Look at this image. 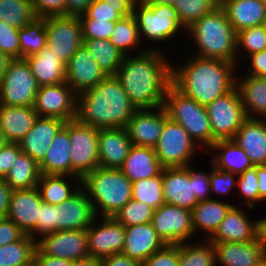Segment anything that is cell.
Wrapping results in <instances>:
<instances>
[{
  "label": "cell",
  "instance_id": "cell-17",
  "mask_svg": "<svg viewBox=\"0 0 266 266\" xmlns=\"http://www.w3.org/2000/svg\"><path fill=\"white\" fill-rule=\"evenodd\" d=\"M168 118L163 106L151 109H137L126 126L132 145L154 148Z\"/></svg>",
  "mask_w": 266,
  "mask_h": 266
},
{
  "label": "cell",
  "instance_id": "cell-33",
  "mask_svg": "<svg viewBox=\"0 0 266 266\" xmlns=\"http://www.w3.org/2000/svg\"><path fill=\"white\" fill-rule=\"evenodd\" d=\"M233 205V203L215 198L199 201L191 210L192 225L195 234L199 230H203L209 240L215 234L220 223L224 220Z\"/></svg>",
  "mask_w": 266,
  "mask_h": 266
},
{
  "label": "cell",
  "instance_id": "cell-59",
  "mask_svg": "<svg viewBox=\"0 0 266 266\" xmlns=\"http://www.w3.org/2000/svg\"><path fill=\"white\" fill-rule=\"evenodd\" d=\"M250 60L248 74L251 76L266 77V49L247 56Z\"/></svg>",
  "mask_w": 266,
  "mask_h": 266
},
{
  "label": "cell",
  "instance_id": "cell-51",
  "mask_svg": "<svg viewBox=\"0 0 266 266\" xmlns=\"http://www.w3.org/2000/svg\"><path fill=\"white\" fill-rule=\"evenodd\" d=\"M0 52L11 59L20 58L19 29L0 20Z\"/></svg>",
  "mask_w": 266,
  "mask_h": 266
},
{
  "label": "cell",
  "instance_id": "cell-35",
  "mask_svg": "<svg viewBox=\"0 0 266 266\" xmlns=\"http://www.w3.org/2000/svg\"><path fill=\"white\" fill-rule=\"evenodd\" d=\"M237 80L236 77V88L247 117L266 119V77L247 75Z\"/></svg>",
  "mask_w": 266,
  "mask_h": 266
},
{
  "label": "cell",
  "instance_id": "cell-65",
  "mask_svg": "<svg viewBox=\"0 0 266 266\" xmlns=\"http://www.w3.org/2000/svg\"><path fill=\"white\" fill-rule=\"evenodd\" d=\"M256 241L266 253V218L256 221Z\"/></svg>",
  "mask_w": 266,
  "mask_h": 266
},
{
  "label": "cell",
  "instance_id": "cell-34",
  "mask_svg": "<svg viewBox=\"0 0 266 266\" xmlns=\"http://www.w3.org/2000/svg\"><path fill=\"white\" fill-rule=\"evenodd\" d=\"M208 150L214 152L210 164L216 169L240 175L254 166L246 152L233 139L218 140Z\"/></svg>",
  "mask_w": 266,
  "mask_h": 266
},
{
  "label": "cell",
  "instance_id": "cell-62",
  "mask_svg": "<svg viewBox=\"0 0 266 266\" xmlns=\"http://www.w3.org/2000/svg\"><path fill=\"white\" fill-rule=\"evenodd\" d=\"M12 191L5 179L0 178V218L7 216Z\"/></svg>",
  "mask_w": 266,
  "mask_h": 266
},
{
  "label": "cell",
  "instance_id": "cell-8",
  "mask_svg": "<svg viewBox=\"0 0 266 266\" xmlns=\"http://www.w3.org/2000/svg\"><path fill=\"white\" fill-rule=\"evenodd\" d=\"M154 149L163 168L191 165L197 149L203 150L180 124L169 117L164 121L163 131Z\"/></svg>",
  "mask_w": 266,
  "mask_h": 266
},
{
  "label": "cell",
  "instance_id": "cell-49",
  "mask_svg": "<svg viewBox=\"0 0 266 266\" xmlns=\"http://www.w3.org/2000/svg\"><path fill=\"white\" fill-rule=\"evenodd\" d=\"M237 190H239L242 197L246 199V204L251 210L255 208L257 203H261L260 196L258 194V178L256 175V165L247 169L237 177Z\"/></svg>",
  "mask_w": 266,
  "mask_h": 266
},
{
  "label": "cell",
  "instance_id": "cell-68",
  "mask_svg": "<svg viewBox=\"0 0 266 266\" xmlns=\"http://www.w3.org/2000/svg\"><path fill=\"white\" fill-rule=\"evenodd\" d=\"M10 61H11V58L8 55L0 52V82L5 75L7 66Z\"/></svg>",
  "mask_w": 266,
  "mask_h": 266
},
{
  "label": "cell",
  "instance_id": "cell-47",
  "mask_svg": "<svg viewBox=\"0 0 266 266\" xmlns=\"http://www.w3.org/2000/svg\"><path fill=\"white\" fill-rule=\"evenodd\" d=\"M242 48V49H241ZM266 49V28L259 25L254 27L245 28L237 32V55L242 53L243 58Z\"/></svg>",
  "mask_w": 266,
  "mask_h": 266
},
{
  "label": "cell",
  "instance_id": "cell-22",
  "mask_svg": "<svg viewBox=\"0 0 266 266\" xmlns=\"http://www.w3.org/2000/svg\"><path fill=\"white\" fill-rule=\"evenodd\" d=\"M162 190L165 203L192 210L198 203L193 182L185 167L163 168Z\"/></svg>",
  "mask_w": 266,
  "mask_h": 266
},
{
  "label": "cell",
  "instance_id": "cell-55",
  "mask_svg": "<svg viewBox=\"0 0 266 266\" xmlns=\"http://www.w3.org/2000/svg\"><path fill=\"white\" fill-rule=\"evenodd\" d=\"M189 171L191 182H193L194 195L197 201H204L212 199L211 185H210V173L195 171L191 165L185 167ZM211 196V197H210Z\"/></svg>",
  "mask_w": 266,
  "mask_h": 266
},
{
  "label": "cell",
  "instance_id": "cell-54",
  "mask_svg": "<svg viewBox=\"0 0 266 266\" xmlns=\"http://www.w3.org/2000/svg\"><path fill=\"white\" fill-rule=\"evenodd\" d=\"M212 171L210 172V185H211V193H217L221 195L230 194L233 191V188L237 185L238 175L221 169H216L212 165ZM236 180V181H235Z\"/></svg>",
  "mask_w": 266,
  "mask_h": 266
},
{
  "label": "cell",
  "instance_id": "cell-71",
  "mask_svg": "<svg viewBox=\"0 0 266 266\" xmlns=\"http://www.w3.org/2000/svg\"><path fill=\"white\" fill-rule=\"evenodd\" d=\"M20 266H38V264L36 263L35 258H33L32 260H30L26 264H23V265H20Z\"/></svg>",
  "mask_w": 266,
  "mask_h": 266
},
{
  "label": "cell",
  "instance_id": "cell-53",
  "mask_svg": "<svg viewBox=\"0 0 266 266\" xmlns=\"http://www.w3.org/2000/svg\"><path fill=\"white\" fill-rule=\"evenodd\" d=\"M143 266H180L179 244H165L148 257Z\"/></svg>",
  "mask_w": 266,
  "mask_h": 266
},
{
  "label": "cell",
  "instance_id": "cell-10",
  "mask_svg": "<svg viewBox=\"0 0 266 266\" xmlns=\"http://www.w3.org/2000/svg\"><path fill=\"white\" fill-rule=\"evenodd\" d=\"M206 110L211 123L213 144L218 140L233 139L248 118L236 87L208 104Z\"/></svg>",
  "mask_w": 266,
  "mask_h": 266
},
{
  "label": "cell",
  "instance_id": "cell-14",
  "mask_svg": "<svg viewBox=\"0 0 266 266\" xmlns=\"http://www.w3.org/2000/svg\"><path fill=\"white\" fill-rule=\"evenodd\" d=\"M76 96L66 82L38 88L34 110L39 117H56L64 121L75 119Z\"/></svg>",
  "mask_w": 266,
  "mask_h": 266
},
{
  "label": "cell",
  "instance_id": "cell-4",
  "mask_svg": "<svg viewBox=\"0 0 266 266\" xmlns=\"http://www.w3.org/2000/svg\"><path fill=\"white\" fill-rule=\"evenodd\" d=\"M197 48L196 56L239 63L237 60V33L228 21L226 12L219 6L203 15L186 29Z\"/></svg>",
  "mask_w": 266,
  "mask_h": 266
},
{
  "label": "cell",
  "instance_id": "cell-48",
  "mask_svg": "<svg viewBox=\"0 0 266 266\" xmlns=\"http://www.w3.org/2000/svg\"><path fill=\"white\" fill-rule=\"evenodd\" d=\"M134 7H111L102 0H93L86 13L80 19H94L117 22L122 17L133 14Z\"/></svg>",
  "mask_w": 266,
  "mask_h": 266
},
{
  "label": "cell",
  "instance_id": "cell-11",
  "mask_svg": "<svg viewBox=\"0 0 266 266\" xmlns=\"http://www.w3.org/2000/svg\"><path fill=\"white\" fill-rule=\"evenodd\" d=\"M99 128L68 121V133L71 140L72 176L83 178L99 167L98 153Z\"/></svg>",
  "mask_w": 266,
  "mask_h": 266
},
{
  "label": "cell",
  "instance_id": "cell-23",
  "mask_svg": "<svg viewBox=\"0 0 266 266\" xmlns=\"http://www.w3.org/2000/svg\"><path fill=\"white\" fill-rule=\"evenodd\" d=\"M91 200L81 187L68 200L58 205V231L87 229L95 219Z\"/></svg>",
  "mask_w": 266,
  "mask_h": 266
},
{
  "label": "cell",
  "instance_id": "cell-6",
  "mask_svg": "<svg viewBox=\"0 0 266 266\" xmlns=\"http://www.w3.org/2000/svg\"><path fill=\"white\" fill-rule=\"evenodd\" d=\"M168 117L180 124L206 152L213 145V133L206 106L184 95L173 84L165 94L163 106Z\"/></svg>",
  "mask_w": 266,
  "mask_h": 266
},
{
  "label": "cell",
  "instance_id": "cell-3",
  "mask_svg": "<svg viewBox=\"0 0 266 266\" xmlns=\"http://www.w3.org/2000/svg\"><path fill=\"white\" fill-rule=\"evenodd\" d=\"M137 109L115 75L76 96L75 120L95 128H126Z\"/></svg>",
  "mask_w": 266,
  "mask_h": 266
},
{
  "label": "cell",
  "instance_id": "cell-19",
  "mask_svg": "<svg viewBox=\"0 0 266 266\" xmlns=\"http://www.w3.org/2000/svg\"><path fill=\"white\" fill-rule=\"evenodd\" d=\"M66 121L56 117H37L31 130L18 142L23 153L40 164L46 157L53 138Z\"/></svg>",
  "mask_w": 266,
  "mask_h": 266
},
{
  "label": "cell",
  "instance_id": "cell-20",
  "mask_svg": "<svg viewBox=\"0 0 266 266\" xmlns=\"http://www.w3.org/2000/svg\"><path fill=\"white\" fill-rule=\"evenodd\" d=\"M42 202L37 187L13 190L6 218L15 223L24 234L29 235L36 228Z\"/></svg>",
  "mask_w": 266,
  "mask_h": 266
},
{
  "label": "cell",
  "instance_id": "cell-41",
  "mask_svg": "<svg viewBox=\"0 0 266 266\" xmlns=\"http://www.w3.org/2000/svg\"><path fill=\"white\" fill-rule=\"evenodd\" d=\"M204 240L206 241L200 244L197 242L179 244L180 266H216L213 243L208 239Z\"/></svg>",
  "mask_w": 266,
  "mask_h": 266
},
{
  "label": "cell",
  "instance_id": "cell-64",
  "mask_svg": "<svg viewBox=\"0 0 266 266\" xmlns=\"http://www.w3.org/2000/svg\"><path fill=\"white\" fill-rule=\"evenodd\" d=\"M256 175L258 178V194L261 201L266 200V165H256Z\"/></svg>",
  "mask_w": 266,
  "mask_h": 266
},
{
  "label": "cell",
  "instance_id": "cell-73",
  "mask_svg": "<svg viewBox=\"0 0 266 266\" xmlns=\"http://www.w3.org/2000/svg\"><path fill=\"white\" fill-rule=\"evenodd\" d=\"M263 25H264L265 28H266V16H265V19H264V23H263Z\"/></svg>",
  "mask_w": 266,
  "mask_h": 266
},
{
  "label": "cell",
  "instance_id": "cell-56",
  "mask_svg": "<svg viewBox=\"0 0 266 266\" xmlns=\"http://www.w3.org/2000/svg\"><path fill=\"white\" fill-rule=\"evenodd\" d=\"M37 18L65 15L66 0H30Z\"/></svg>",
  "mask_w": 266,
  "mask_h": 266
},
{
  "label": "cell",
  "instance_id": "cell-36",
  "mask_svg": "<svg viewBox=\"0 0 266 266\" xmlns=\"http://www.w3.org/2000/svg\"><path fill=\"white\" fill-rule=\"evenodd\" d=\"M69 178L71 180L73 178L76 183L73 185H76L75 187L70 184L73 180L67 182ZM37 188L43 202L50 205H60L81 188V178L70 175L41 174Z\"/></svg>",
  "mask_w": 266,
  "mask_h": 266
},
{
  "label": "cell",
  "instance_id": "cell-15",
  "mask_svg": "<svg viewBox=\"0 0 266 266\" xmlns=\"http://www.w3.org/2000/svg\"><path fill=\"white\" fill-rule=\"evenodd\" d=\"M95 217L87 228L89 256L101 260L116 253H122L125 243V227L114 217H102L101 224Z\"/></svg>",
  "mask_w": 266,
  "mask_h": 266
},
{
  "label": "cell",
  "instance_id": "cell-46",
  "mask_svg": "<svg viewBox=\"0 0 266 266\" xmlns=\"http://www.w3.org/2000/svg\"><path fill=\"white\" fill-rule=\"evenodd\" d=\"M154 209L133 198L124 205L114 218L124 227L152 222Z\"/></svg>",
  "mask_w": 266,
  "mask_h": 266
},
{
  "label": "cell",
  "instance_id": "cell-30",
  "mask_svg": "<svg viewBox=\"0 0 266 266\" xmlns=\"http://www.w3.org/2000/svg\"><path fill=\"white\" fill-rule=\"evenodd\" d=\"M220 6L236 33L264 23L266 4L262 0H224Z\"/></svg>",
  "mask_w": 266,
  "mask_h": 266
},
{
  "label": "cell",
  "instance_id": "cell-1",
  "mask_svg": "<svg viewBox=\"0 0 266 266\" xmlns=\"http://www.w3.org/2000/svg\"><path fill=\"white\" fill-rule=\"evenodd\" d=\"M132 57L124 56L116 77L136 109L164 106L165 94L172 84V64L161 49L146 47ZM131 56V57H129Z\"/></svg>",
  "mask_w": 266,
  "mask_h": 266
},
{
  "label": "cell",
  "instance_id": "cell-27",
  "mask_svg": "<svg viewBox=\"0 0 266 266\" xmlns=\"http://www.w3.org/2000/svg\"><path fill=\"white\" fill-rule=\"evenodd\" d=\"M215 249L216 265L254 266L266 256L256 240L247 243L212 242Z\"/></svg>",
  "mask_w": 266,
  "mask_h": 266
},
{
  "label": "cell",
  "instance_id": "cell-37",
  "mask_svg": "<svg viewBox=\"0 0 266 266\" xmlns=\"http://www.w3.org/2000/svg\"><path fill=\"white\" fill-rule=\"evenodd\" d=\"M40 176L39 164L21 152L4 179L12 190H21L37 187Z\"/></svg>",
  "mask_w": 266,
  "mask_h": 266
},
{
  "label": "cell",
  "instance_id": "cell-69",
  "mask_svg": "<svg viewBox=\"0 0 266 266\" xmlns=\"http://www.w3.org/2000/svg\"><path fill=\"white\" fill-rule=\"evenodd\" d=\"M145 4H160V5H172L175 0H141Z\"/></svg>",
  "mask_w": 266,
  "mask_h": 266
},
{
  "label": "cell",
  "instance_id": "cell-24",
  "mask_svg": "<svg viewBox=\"0 0 266 266\" xmlns=\"http://www.w3.org/2000/svg\"><path fill=\"white\" fill-rule=\"evenodd\" d=\"M165 245L152 223L125 227V243L122 253L142 264Z\"/></svg>",
  "mask_w": 266,
  "mask_h": 266
},
{
  "label": "cell",
  "instance_id": "cell-2",
  "mask_svg": "<svg viewBox=\"0 0 266 266\" xmlns=\"http://www.w3.org/2000/svg\"><path fill=\"white\" fill-rule=\"evenodd\" d=\"M235 68L238 69L235 63L194 54L181 67L172 66V84L184 95L207 106L236 87Z\"/></svg>",
  "mask_w": 266,
  "mask_h": 266
},
{
  "label": "cell",
  "instance_id": "cell-52",
  "mask_svg": "<svg viewBox=\"0 0 266 266\" xmlns=\"http://www.w3.org/2000/svg\"><path fill=\"white\" fill-rule=\"evenodd\" d=\"M83 39L109 40L115 27V22L80 19Z\"/></svg>",
  "mask_w": 266,
  "mask_h": 266
},
{
  "label": "cell",
  "instance_id": "cell-42",
  "mask_svg": "<svg viewBox=\"0 0 266 266\" xmlns=\"http://www.w3.org/2000/svg\"><path fill=\"white\" fill-rule=\"evenodd\" d=\"M36 241L25 234L20 240L0 246V266H20L34 258Z\"/></svg>",
  "mask_w": 266,
  "mask_h": 266
},
{
  "label": "cell",
  "instance_id": "cell-57",
  "mask_svg": "<svg viewBox=\"0 0 266 266\" xmlns=\"http://www.w3.org/2000/svg\"><path fill=\"white\" fill-rule=\"evenodd\" d=\"M21 152L18 143L7 142L0 148V178H5Z\"/></svg>",
  "mask_w": 266,
  "mask_h": 266
},
{
  "label": "cell",
  "instance_id": "cell-13",
  "mask_svg": "<svg viewBox=\"0 0 266 266\" xmlns=\"http://www.w3.org/2000/svg\"><path fill=\"white\" fill-rule=\"evenodd\" d=\"M152 225L165 244H180L195 235L191 211L165 203L154 210Z\"/></svg>",
  "mask_w": 266,
  "mask_h": 266
},
{
  "label": "cell",
  "instance_id": "cell-39",
  "mask_svg": "<svg viewBox=\"0 0 266 266\" xmlns=\"http://www.w3.org/2000/svg\"><path fill=\"white\" fill-rule=\"evenodd\" d=\"M109 41L125 56L133 53L132 51L138 46L140 47L139 29L133 14L122 17L115 22V27Z\"/></svg>",
  "mask_w": 266,
  "mask_h": 266
},
{
  "label": "cell",
  "instance_id": "cell-5",
  "mask_svg": "<svg viewBox=\"0 0 266 266\" xmlns=\"http://www.w3.org/2000/svg\"><path fill=\"white\" fill-rule=\"evenodd\" d=\"M95 216L114 217L132 199V182L120 169L97 167L81 179ZM99 210V211H98Z\"/></svg>",
  "mask_w": 266,
  "mask_h": 266
},
{
  "label": "cell",
  "instance_id": "cell-28",
  "mask_svg": "<svg viewBox=\"0 0 266 266\" xmlns=\"http://www.w3.org/2000/svg\"><path fill=\"white\" fill-rule=\"evenodd\" d=\"M120 170L133 183L157 177L161 174L163 167L157 159L154 148L133 145Z\"/></svg>",
  "mask_w": 266,
  "mask_h": 266
},
{
  "label": "cell",
  "instance_id": "cell-63",
  "mask_svg": "<svg viewBox=\"0 0 266 266\" xmlns=\"http://www.w3.org/2000/svg\"><path fill=\"white\" fill-rule=\"evenodd\" d=\"M34 258L38 266H71L72 263V261L67 259L41 254L37 249L35 250Z\"/></svg>",
  "mask_w": 266,
  "mask_h": 266
},
{
  "label": "cell",
  "instance_id": "cell-9",
  "mask_svg": "<svg viewBox=\"0 0 266 266\" xmlns=\"http://www.w3.org/2000/svg\"><path fill=\"white\" fill-rule=\"evenodd\" d=\"M38 84L25 58L11 59L0 82V104L34 106Z\"/></svg>",
  "mask_w": 266,
  "mask_h": 266
},
{
  "label": "cell",
  "instance_id": "cell-21",
  "mask_svg": "<svg viewBox=\"0 0 266 266\" xmlns=\"http://www.w3.org/2000/svg\"><path fill=\"white\" fill-rule=\"evenodd\" d=\"M132 146L126 128H100L98 131L99 167L120 169Z\"/></svg>",
  "mask_w": 266,
  "mask_h": 266
},
{
  "label": "cell",
  "instance_id": "cell-67",
  "mask_svg": "<svg viewBox=\"0 0 266 266\" xmlns=\"http://www.w3.org/2000/svg\"><path fill=\"white\" fill-rule=\"evenodd\" d=\"M111 7H134L137 0H102Z\"/></svg>",
  "mask_w": 266,
  "mask_h": 266
},
{
  "label": "cell",
  "instance_id": "cell-29",
  "mask_svg": "<svg viewBox=\"0 0 266 266\" xmlns=\"http://www.w3.org/2000/svg\"><path fill=\"white\" fill-rule=\"evenodd\" d=\"M25 59L39 87L66 82L65 63L48 45Z\"/></svg>",
  "mask_w": 266,
  "mask_h": 266
},
{
  "label": "cell",
  "instance_id": "cell-25",
  "mask_svg": "<svg viewBox=\"0 0 266 266\" xmlns=\"http://www.w3.org/2000/svg\"><path fill=\"white\" fill-rule=\"evenodd\" d=\"M253 165H266V119L247 118L233 137Z\"/></svg>",
  "mask_w": 266,
  "mask_h": 266
},
{
  "label": "cell",
  "instance_id": "cell-16",
  "mask_svg": "<svg viewBox=\"0 0 266 266\" xmlns=\"http://www.w3.org/2000/svg\"><path fill=\"white\" fill-rule=\"evenodd\" d=\"M36 249L51 257L79 260L89 257L87 229L64 230L42 236Z\"/></svg>",
  "mask_w": 266,
  "mask_h": 266
},
{
  "label": "cell",
  "instance_id": "cell-31",
  "mask_svg": "<svg viewBox=\"0 0 266 266\" xmlns=\"http://www.w3.org/2000/svg\"><path fill=\"white\" fill-rule=\"evenodd\" d=\"M37 117L33 106L0 104V126L7 142L18 143L34 126Z\"/></svg>",
  "mask_w": 266,
  "mask_h": 266
},
{
  "label": "cell",
  "instance_id": "cell-66",
  "mask_svg": "<svg viewBox=\"0 0 266 266\" xmlns=\"http://www.w3.org/2000/svg\"><path fill=\"white\" fill-rule=\"evenodd\" d=\"M71 266H99V260L89 256L79 260H72Z\"/></svg>",
  "mask_w": 266,
  "mask_h": 266
},
{
  "label": "cell",
  "instance_id": "cell-60",
  "mask_svg": "<svg viewBox=\"0 0 266 266\" xmlns=\"http://www.w3.org/2000/svg\"><path fill=\"white\" fill-rule=\"evenodd\" d=\"M99 266H143V264L123 253H116L99 260Z\"/></svg>",
  "mask_w": 266,
  "mask_h": 266
},
{
  "label": "cell",
  "instance_id": "cell-50",
  "mask_svg": "<svg viewBox=\"0 0 266 266\" xmlns=\"http://www.w3.org/2000/svg\"><path fill=\"white\" fill-rule=\"evenodd\" d=\"M57 210L58 205L41 203L36 228L29 234L33 240L37 241L40 236L42 237L58 231Z\"/></svg>",
  "mask_w": 266,
  "mask_h": 266
},
{
  "label": "cell",
  "instance_id": "cell-61",
  "mask_svg": "<svg viewBox=\"0 0 266 266\" xmlns=\"http://www.w3.org/2000/svg\"><path fill=\"white\" fill-rule=\"evenodd\" d=\"M93 0H66L65 15L80 17L86 13Z\"/></svg>",
  "mask_w": 266,
  "mask_h": 266
},
{
  "label": "cell",
  "instance_id": "cell-44",
  "mask_svg": "<svg viewBox=\"0 0 266 266\" xmlns=\"http://www.w3.org/2000/svg\"><path fill=\"white\" fill-rule=\"evenodd\" d=\"M162 172L157 177L138 180L132 183V198L147 204L154 210L165 204L162 190Z\"/></svg>",
  "mask_w": 266,
  "mask_h": 266
},
{
  "label": "cell",
  "instance_id": "cell-12",
  "mask_svg": "<svg viewBox=\"0 0 266 266\" xmlns=\"http://www.w3.org/2000/svg\"><path fill=\"white\" fill-rule=\"evenodd\" d=\"M47 45L66 64L83 44L80 18L59 15L45 18Z\"/></svg>",
  "mask_w": 266,
  "mask_h": 266
},
{
  "label": "cell",
  "instance_id": "cell-18",
  "mask_svg": "<svg viewBox=\"0 0 266 266\" xmlns=\"http://www.w3.org/2000/svg\"><path fill=\"white\" fill-rule=\"evenodd\" d=\"M65 73L66 83L76 94L92 89L107 77L83 44L65 64Z\"/></svg>",
  "mask_w": 266,
  "mask_h": 266
},
{
  "label": "cell",
  "instance_id": "cell-26",
  "mask_svg": "<svg viewBox=\"0 0 266 266\" xmlns=\"http://www.w3.org/2000/svg\"><path fill=\"white\" fill-rule=\"evenodd\" d=\"M248 214L237 205H233L220 223L211 242L247 243L256 240V221L249 220Z\"/></svg>",
  "mask_w": 266,
  "mask_h": 266
},
{
  "label": "cell",
  "instance_id": "cell-74",
  "mask_svg": "<svg viewBox=\"0 0 266 266\" xmlns=\"http://www.w3.org/2000/svg\"><path fill=\"white\" fill-rule=\"evenodd\" d=\"M219 4H221L224 0H216Z\"/></svg>",
  "mask_w": 266,
  "mask_h": 266
},
{
  "label": "cell",
  "instance_id": "cell-45",
  "mask_svg": "<svg viewBox=\"0 0 266 266\" xmlns=\"http://www.w3.org/2000/svg\"><path fill=\"white\" fill-rule=\"evenodd\" d=\"M219 6L220 4L216 0H175L173 4L177 16L185 29Z\"/></svg>",
  "mask_w": 266,
  "mask_h": 266
},
{
  "label": "cell",
  "instance_id": "cell-32",
  "mask_svg": "<svg viewBox=\"0 0 266 266\" xmlns=\"http://www.w3.org/2000/svg\"><path fill=\"white\" fill-rule=\"evenodd\" d=\"M71 140L68 133V121L53 138L46 157L39 164L41 174L70 175L71 166Z\"/></svg>",
  "mask_w": 266,
  "mask_h": 266
},
{
  "label": "cell",
  "instance_id": "cell-70",
  "mask_svg": "<svg viewBox=\"0 0 266 266\" xmlns=\"http://www.w3.org/2000/svg\"><path fill=\"white\" fill-rule=\"evenodd\" d=\"M7 143V140L5 139L4 133L0 126V148Z\"/></svg>",
  "mask_w": 266,
  "mask_h": 266
},
{
  "label": "cell",
  "instance_id": "cell-72",
  "mask_svg": "<svg viewBox=\"0 0 266 266\" xmlns=\"http://www.w3.org/2000/svg\"><path fill=\"white\" fill-rule=\"evenodd\" d=\"M254 266H266V256L261 259L257 264H255Z\"/></svg>",
  "mask_w": 266,
  "mask_h": 266
},
{
  "label": "cell",
  "instance_id": "cell-38",
  "mask_svg": "<svg viewBox=\"0 0 266 266\" xmlns=\"http://www.w3.org/2000/svg\"><path fill=\"white\" fill-rule=\"evenodd\" d=\"M83 45L107 76L116 75L125 55L109 40L83 39Z\"/></svg>",
  "mask_w": 266,
  "mask_h": 266
},
{
  "label": "cell",
  "instance_id": "cell-43",
  "mask_svg": "<svg viewBox=\"0 0 266 266\" xmlns=\"http://www.w3.org/2000/svg\"><path fill=\"white\" fill-rule=\"evenodd\" d=\"M36 18L30 0H0V20L21 29Z\"/></svg>",
  "mask_w": 266,
  "mask_h": 266
},
{
  "label": "cell",
  "instance_id": "cell-58",
  "mask_svg": "<svg viewBox=\"0 0 266 266\" xmlns=\"http://www.w3.org/2000/svg\"><path fill=\"white\" fill-rule=\"evenodd\" d=\"M24 232L10 219L0 218V246L20 240Z\"/></svg>",
  "mask_w": 266,
  "mask_h": 266
},
{
  "label": "cell",
  "instance_id": "cell-40",
  "mask_svg": "<svg viewBox=\"0 0 266 266\" xmlns=\"http://www.w3.org/2000/svg\"><path fill=\"white\" fill-rule=\"evenodd\" d=\"M20 58L36 54L47 45L45 18H35L19 29Z\"/></svg>",
  "mask_w": 266,
  "mask_h": 266
},
{
  "label": "cell",
  "instance_id": "cell-7",
  "mask_svg": "<svg viewBox=\"0 0 266 266\" xmlns=\"http://www.w3.org/2000/svg\"><path fill=\"white\" fill-rule=\"evenodd\" d=\"M133 15L137 22L141 42L146 37L149 41L161 43L176 37L181 28L186 31L172 5L145 4L137 0L134 3Z\"/></svg>",
  "mask_w": 266,
  "mask_h": 266
}]
</instances>
